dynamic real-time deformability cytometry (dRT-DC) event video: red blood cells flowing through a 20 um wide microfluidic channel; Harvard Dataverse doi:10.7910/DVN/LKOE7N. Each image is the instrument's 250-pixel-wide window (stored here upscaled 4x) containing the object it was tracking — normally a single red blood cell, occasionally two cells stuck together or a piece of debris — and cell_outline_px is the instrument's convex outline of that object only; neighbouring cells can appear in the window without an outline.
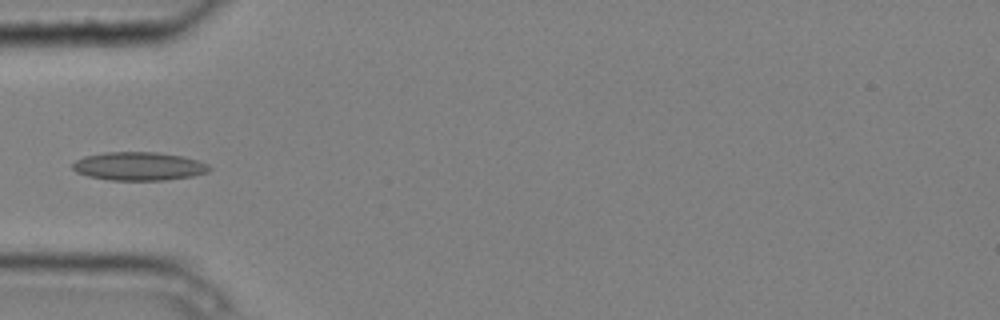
{"species": "common noctule bat (a hibernating species)", "species_latin": "Nyctalus noctula", "temperature_condition": "cold", "stored_images_in_passage": 4, "camera_frame_rate_fps": 3000, "um_per_image_px": 0.085, "animal": {"sex": "male", "body_mass_g": 20.4}, "frame": {"image": 1, "passage_image": 4, "time_ms": 1.0, "image_size_px": [1000, 320], "cell_outline_px": [[212, 168], [208, 172], [192, 176], [164, 180], [112, 180], [88, 176], [76, 172], [72, 168], [72, 164], [76, 160], [84, 156], [104, 152], [156, 152], [184, 156], [208, 164]], "centroid_in_image_um": [11.8, 14.12], "position_along_channel_um": 73.2, "area_um2": 22.66}}